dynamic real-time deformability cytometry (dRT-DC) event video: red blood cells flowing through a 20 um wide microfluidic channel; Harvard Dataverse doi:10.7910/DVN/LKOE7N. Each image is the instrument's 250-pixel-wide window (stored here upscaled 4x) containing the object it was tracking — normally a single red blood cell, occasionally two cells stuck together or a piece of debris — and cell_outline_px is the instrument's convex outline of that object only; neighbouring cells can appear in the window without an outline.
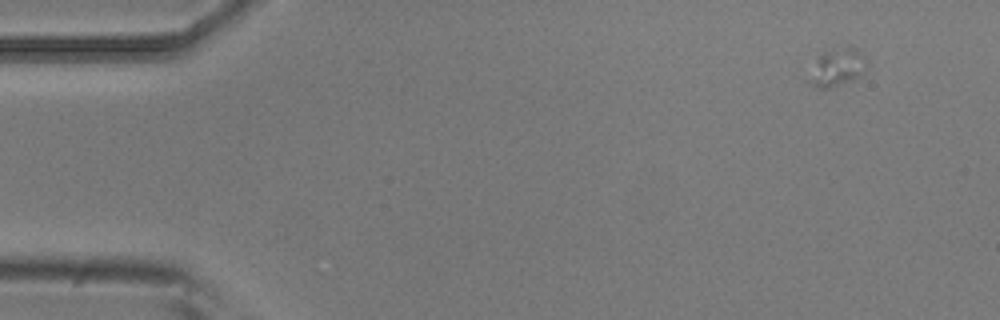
{"species": "common noctule bat (a hibernating species)", "species_latin": "Nyctalus noctula", "temperature_condition": "room temperature", "stored_images_in_passage": 4, "camera_frame_rate_fps": 3000, "um_per_image_px": 0.085, "animal": {"sex": "male", "body_mass_g": 20.5, "forearm_length_mm": 52.5}, "frame": {"image": 1, "passage_image": 1, "time_ms": 0.0, "image_size_px": [1000, 320], "cell_outline_px": [[868, 60], [860, 76], [828, 88], [816, 88], [808, 84], [804, 80], [816, 56], [824, 52], [848, 44], [856, 48]], "centroid_in_image_um": [71.06, 5.7], "position_along_channel_um": 13.9, "area_um2": 13.18}}
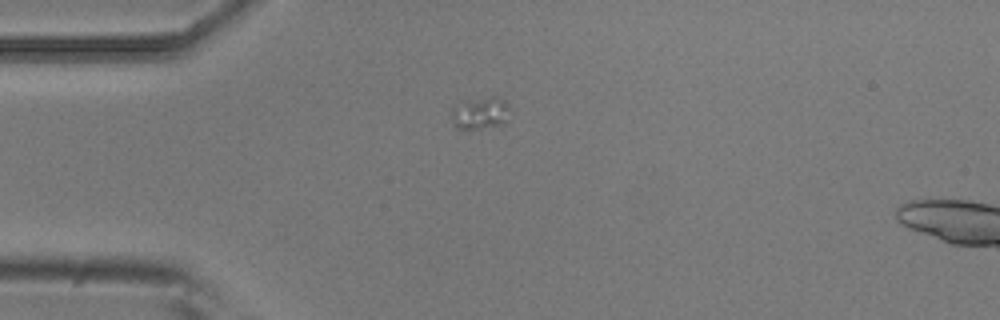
{"frame": {"image": 2, "passage_image": 3, "time_ms": 0.667, "image_size_px": [1000, 320], "cell_outline_px": [[508, 108], [504, 124], [476, 128], [456, 128], [452, 124], [452, 108], [468, 100], [488, 96], [500, 96], [508, 104]], "centroid_in_image_um": [40.81, 9.58], "position_along_channel_um": 44.2, "area_um2": 10.69}}